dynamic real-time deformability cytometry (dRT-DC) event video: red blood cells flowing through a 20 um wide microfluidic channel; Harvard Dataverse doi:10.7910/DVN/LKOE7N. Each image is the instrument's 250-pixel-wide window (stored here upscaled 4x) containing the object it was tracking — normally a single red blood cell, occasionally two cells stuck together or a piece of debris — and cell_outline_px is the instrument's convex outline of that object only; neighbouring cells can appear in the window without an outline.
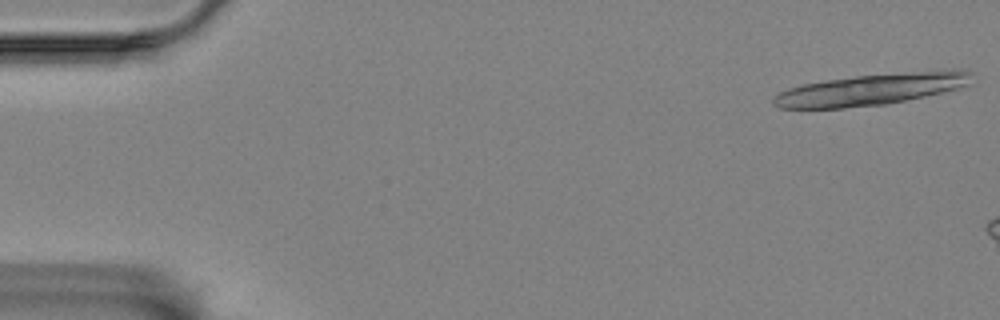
{"species": "Egyptian fruit bat (a non-hibernating species)", "species_latin": "Rousettus aegyptiacus", "temperature_condition": "room temperature", "stored_images_in_passage": 9, "camera_frame_rate_fps": 3000, "um_per_image_px": 0.085, "animal": {"sex": "female"}, "frame": {"image": 1, "passage_image": 1, "time_ms": 0.0, "image_size_px": [1000, 320], "cell_outline_px": [[972, 72], [968, 84], [956, 88], [924, 96], [888, 104], [844, 108], [780, 108], [772, 104], [772, 100], [780, 92], [788, 88], [804, 84], [828, 80], [856, 76], [920, 72]], "centroid_in_image_um": [73.88, 7.65], "position_along_channel_um": 11.1, "area_um2": 34.8}}